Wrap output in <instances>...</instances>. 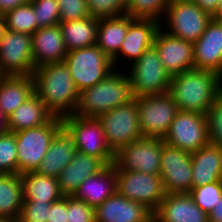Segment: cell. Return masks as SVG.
Here are the masks:
<instances>
[{"instance_id":"obj_2","label":"cell","mask_w":222,"mask_h":222,"mask_svg":"<svg viewBox=\"0 0 222 222\" xmlns=\"http://www.w3.org/2000/svg\"><path fill=\"white\" fill-rule=\"evenodd\" d=\"M222 89V76L211 70L192 69L171 78L169 94L178 110L206 114Z\"/></svg>"},{"instance_id":"obj_21","label":"cell","mask_w":222,"mask_h":222,"mask_svg":"<svg viewBox=\"0 0 222 222\" xmlns=\"http://www.w3.org/2000/svg\"><path fill=\"white\" fill-rule=\"evenodd\" d=\"M76 151L74 136L62 125L57 130L36 172L40 175L58 178L63 169L71 162Z\"/></svg>"},{"instance_id":"obj_7","label":"cell","mask_w":222,"mask_h":222,"mask_svg":"<svg viewBox=\"0 0 222 222\" xmlns=\"http://www.w3.org/2000/svg\"><path fill=\"white\" fill-rule=\"evenodd\" d=\"M211 19L212 16L208 12L191 0H171L160 26L172 36L194 43Z\"/></svg>"},{"instance_id":"obj_22","label":"cell","mask_w":222,"mask_h":222,"mask_svg":"<svg viewBox=\"0 0 222 222\" xmlns=\"http://www.w3.org/2000/svg\"><path fill=\"white\" fill-rule=\"evenodd\" d=\"M31 38L33 61L36 68L64 61L68 51L59 24L39 28L31 35Z\"/></svg>"},{"instance_id":"obj_37","label":"cell","mask_w":222,"mask_h":222,"mask_svg":"<svg viewBox=\"0 0 222 222\" xmlns=\"http://www.w3.org/2000/svg\"><path fill=\"white\" fill-rule=\"evenodd\" d=\"M205 118L209 143L222 146V89L205 114Z\"/></svg>"},{"instance_id":"obj_31","label":"cell","mask_w":222,"mask_h":222,"mask_svg":"<svg viewBox=\"0 0 222 222\" xmlns=\"http://www.w3.org/2000/svg\"><path fill=\"white\" fill-rule=\"evenodd\" d=\"M23 204V188L19 174L0 173V216L18 220Z\"/></svg>"},{"instance_id":"obj_34","label":"cell","mask_w":222,"mask_h":222,"mask_svg":"<svg viewBox=\"0 0 222 222\" xmlns=\"http://www.w3.org/2000/svg\"><path fill=\"white\" fill-rule=\"evenodd\" d=\"M189 195L194 203L209 215L222 198V180L192 188Z\"/></svg>"},{"instance_id":"obj_45","label":"cell","mask_w":222,"mask_h":222,"mask_svg":"<svg viewBox=\"0 0 222 222\" xmlns=\"http://www.w3.org/2000/svg\"><path fill=\"white\" fill-rule=\"evenodd\" d=\"M209 222H222V198L209 213Z\"/></svg>"},{"instance_id":"obj_29","label":"cell","mask_w":222,"mask_h":222,"mask_svg":"<svg viewBox=\"0 0 222 222\" xmlns=\"http://www.w3.org/2000/svg\"><path fill=\"white\" fill-rule=\"evenodd\" d=\"M23 188V201L53 203L60 200L61 193L58 179L37 172L20 175Z\"/></svg>"},{"instance_id":"obj_32","label":"cell","mask_w":222,"mask_h":222,"mask_svg":"<svg viewBox=\"0 0 222 222\" xmlns=\"http://www.w3.org/2000/svg\"><path fill=\"white\" fill-rule=\"evenodd\" d=\"M171 0H127L126 15L133 19H151L162 23Z\"/></svg>"},{"instance_id":"obj_28","label":"cell","mask_w":222,"mask_h":222,"mask_svg":"<svg viewBox=\"0 0 222 222\" xmlns=\"http://www.w3.org/2000/svg\"><path fill=\"white\" fill-rule=\"evenodd\" d=\"M134 19L129 15L99 18L96 45L111 60L118 54L126 36L128 25Z\"/></svg>"},{"instance_id":"obj_9","label":"cell","mask_w":222,"mask_h":222,"mask_svg":"<svg viewBox=\"0 0 222 222\" xmlns=\"http://www.w3.org/2000/svg\"><path fill=\"white\" fill-rule=\"evenodd\" d=\"M62 122L74 136L78 151L99 158L106 166L114 164L115 153L107 144L98 118L70 114L62 117Z\"/></svg>"},{"instance_id":"obj_17","label":"cell","mask_w":222,"mask_h":222,"mask_svg":"<svg viewBox=\"0 0 222 222\" xmlns=\"http://www.w3.org/2000/svg\"><path fill=\"white\" fill-rule=\"evenodd\" d=\"M160 23L151 19H134L129 25L126 36L121 44L118 54L112 59L115 69H120L117 64H122V60H129V66L137 61L143 53L154 45L155 35L160 28ZM121 55V56H120ZM125 58V59H124ZM131 61V63H130Z\"/></svg>"},{"instance_id":"obj_12","label":"cell","mask_w":222,"mask_h":222,"mask_svg":"<svg viewBox=\"0 0 222 222\" xmlns=\"http://www.w3.org/2000/svg\"><path fill=\"white\" fill-rule=\"evenodd\" d=\"M163 138L143 137L121 147L115 153L114 165L123 171L160 175Z\"/></svg>"},{"instance_id":"obj_39","label":"cell","mask_w":222,"mask_h":222,"mask_svg":"<svg viewBox=\"0 0 222 222\" xmlns=\"http://www.w3.org/2000/svg\"><path fill=\"white\" fill-rule=\"evenodd\" d=\"M60 22L79 20L90 16L86 0H57Z\"/></svg>"},{"instance_id":"obj_14","label":"cell","mask_w":222,"mask_h":222,"mask_svg":"<svg viewBox=\"0 0 222 222\" xmlns=\"http://www.w3.org/2000/svg\"><path fill=\"white\" fill-rule=\"evenodd\" d=\"M163 141L189 153L209 143L204 114L179 110Z\"/></svg>"},{"instance_id":"obj_4","label":"cell","mask_w":222,"mask_h":222,"mask_svg":"<svg viewBox=\"0 0 222 222\" xmlns=\"http://www.w3.org/2000/svg\"><path fill=\"white\" fill-rule=\"evenodd\" d=\"M62 125V118L54 116L47 124L14 132L19 175L36 172Z\"/></svg>"},{"instance_id":"obj_35","label":"cell","mask_w":222,"mask_h":222,"mask_svg":"<svg viewBox=\"0 0 222 222\" xmlns=\"http://www.w3.org/2000/svg\"><path fill=\"white\" fill-rule=\"evenodd\" d=\"M0 173L18 174L17 144L14 132L0 134Z\"/></svg>"},{"instance_id":"obj_19","label":"cell","mask_w":222,"mask_h":222,"mask_svg":"<svg viewBox=\"0 0 222 222\" xmlns=\"http://www.w3.org/2000/svg\"><path fill=\"white\" fill-rule=\"evenodd\" d=\"M95 222H153V213L115 192L95 208Z\"/></svg>"},{"instance_id":"obj_43","label":"cell","mask_w":222,"mask_h":222,"mask_svg":"<svg viewBox=\"0 0 222 222\" xmlns=\"http://www.w3.org/2000/svg\"><path fill=\"white\" fill-rule=\"evenodd\" d=\"M31 0H0V14H6L12 9L29 3Z\"/></svg>"},{"instance_id":"obj_10","label":"cell","mask_w":222,"mask_h":222,"mask_svg":"<svg viewBox=\"0 0 222 222\" xmlns=\"http://www.w3.org/2000/svg\"><path fill=\"white\" fill-rule=\"evenodd\" d=\"M114 169L116 192L131 201L143 204L154 213L166 195L160 175L123 171L115 165Z\"/></svg>"},{"instance_id":"obj_16","label":"cell","mask_w":222,"mask_h":222,"mask_svg":"<svg viewBox=\"0 0 222 222\" xmlns=\"http://www.w3.org/2000/svg\"><path fill=\"white\" fill-rule=\"evenodd\" d=\"M154 46L171 77L195 69L192 42L172 36L160 27L155 35Z\"/></svg>"},{"instance_id":"obj_44","label":"cell","mask_w":222,"mask_h":222,"mask_svg":"<svg viewBox=\"0 0 222 222\" xmlns=\"http://www.w3.org/2000/svg\"><path fill=\"white\" fill-rule=\"evenodd\" d=\"M211 16L216 12L219 0H191Z\"/></svg>"},{"instance_id":"obj_24","label":"cell","mask_w":222,"mask_h":222,"mask_svg":"<svg viewBox=\"0 0 222 222\" xmlns=\"http://www.w3.org/2000/svg\"><path fill=\"white\" fill-rule=\"evenodd\" d=\"M192 188L222 180V146L208 143L191 153Z\"/></svg>"},{"instance_id":"obj_38","label":"cell","mask_w":222,"mask_h":222,"mask_svg":"<svg viewBox=\"0 0 222 222\" xmlns=\"http://www.w3.org/2000/svg\"><path fill=\"white\" fill-rule=\"evenodd\" d=\"M89 14L96 18L125 15L126 0H86Z\"/></svg>"},{"instance_id":"obj_42","label":"cell","mask_w":222,"mask_h":222,"mask_svg":"<svg viewBox=\"0 0 222 222\" xmlns=\"http://www.w3.org/2000/svg\"><path fill=\"white\" fill-rule=\"evenodd\" d=\"M47 222H67V197L53 202L49 209Z\"/></svg>"},{"instance_id":"obj_25","label":"cell","mask_w":222,"mask_h":222,"mask_svg":"<svg viewBox=\"0 0 222 222\" xmlns=\"http://www.w3.org/2000/svg\"><path fill=\"white\" fill-rule=\"evenodd\" d=\"M115 192L116 174L114 164H111L82 182L73 197L95 209Z\"/></svg>"},{"instance_id":"obj_49","label":"cell","mask_w":222,"mask_h":222,"mask_svg":"<svg viewBox=\"0 0 222 222\" xmlns=\"http://www.w3.org/2000/svg\"><path fill=\"white\" fill-rule=\"evenodd\" d=\"M12 220L5 216H0V222H11Z\"/></svg>"},{"instance_id":"obj_6","label":"cell","mask_w":222,"mask_h":222,"mask_svg":"<svg viewBox=\"0 0 222 222\" xmlns=\"http://www.w3.org/2000/svg\"><path fill=\"white\" fill-rule=\"evenodd\" d=\"M64 62L79 92L96 85L115 69L97 45L68 51Z\"/></svg>"},{"instance_id":"obj_47","label":"cell","mask_w":222,"mask_h":222,"mask_svg":"<svg viewBox=\"0 0 222 222\" xmlns=\"http://www.w3.org/2000/svg\"><path fill=\"white\" fill-rule=\"evenodd\" d=\"M7 30L6 19L4 14H0V39L4 36Z\"/></svg>"},{"instance_id":"obj_30","label":"cell","mask_w":222,"mask_h":222,"mask_svg":"<svg viewBox=\"0 0 222 222\" xmlns=\"http://www.w3.org/2000/svg\"><path fill=\"white\" fill-rule=\"evenodd\" d=\"M98 26L99 18L92 16L60 22L59 27L67 51L96 45Z\"/></svg>"},{"instance_id":"obj_8","label":"cell","mask_w":222,"mask_h":222,"mask_svg":"<svg viewBox=\"0 0 222 222\" xmlns=\"http://www.w3.org/2000/svg\"><path fill=\"white\" fill-rule=\"evenodd\" d=\"M107 144L116 153L121 147L143 138L138 117L137 98L101 114Z\"/></svg>"},{"instance_id":"obj_33","label":"cell","mask_w":222,"mask_h":222,"mask_svg":"<svg viewBox=\"0 0 222 222\" xmlns=\"http://www.w3.org/2000/svg\"><path fill=\"white\" fill-rule=\"evenodd\" d=\"M7 29L32 35L36 31V17L31 2L20 5L5 14Z\"/></svg>"},{"instance_id":"obj_23","label":"cell","mask_w":222,"mask_h":222,"mask_svg":"<svg viewBox=\"0 0 222 222\" xmlns=\"http://www.w3.org/2000/svg\"><path fill=\"white\" fill-rule=\"evenodd\" d=\"M105 167L106 165L99 158L77 150L71 162L57 178L62 195L73 196L82 182Z\"/></svg>"},{"instance_id":"obj_1","label":"cell","mask_w":222,"mask_h":222,"mask_svg":"<svg viewBox=\"0 0 222 222\" xmlns=\"http://www.w3.org/2000/svg\"><path fill=\"white\" fill-rule=\"evenodd\" d=\"M32 76L35 93L54 116L62 118L74 114L80 92L64 61L37 67Z\"/></svg>"},{"instance_id":"obj_11","label":"cell","mask_w":222,"mask_h":222,"mask_svg":"<svg viewBox=\"0 0 222 222\" xmlns=\"http://www.w3.org/2000/svg\"><path fill=\"white\" fill-rule=\"evenodd\" d=\"M138 117L143 137L164 138L178 110L169 93L137 97Z\"/></svg>"},{"instance_id":"obj_48","label":"cell","mask_w":222,"mask_h":222,"mask_svg":"<svg viewBox=\"0 0 222 222\" xmlns=\"http://www.w3.org/2000/svg\"><path fill=\"white\" fill-rule=\"evenodd\" d=\"M212 18L222 20V0H219L216 12L212 15Z\"/></svg>"},{"instance_id":"obj_20","label":"cell","mask_w":222,"mask_h":222,"mask_svg":"<svg viewBox=\"0 0 222 222\" xmlns=\"http://www.w3.org/2000/svg\"><path fill=\"white\" fill-rule=\"evenodd\" d=\"M153 222H209V216L189 193L166 194L153 213Z\"/></svg>"},{"instance_id":"obj_5","label":"cell","mask_w":222,"mask_h":222,"mask_svg":"<svg viewBox=\"0 0 222 222\" xmlns=\"http://www.w3.org/2000/svg\"><path fill=\"white\" fill-rule=\"evenodd\" d=\"M129 66L127 73L133 98L169 92L172 77L162 65L154 45Z\"/></svg>"},{"instance_id":"obj_40","label":"cell","mask_w":222,"mask_h":222,"mask_svg":"<svg viewBox=\"0 0 222 222\" xmlns=\"http://www.w3.org/2000/svg\"><path fill=\"white\" fill-rule=\"evenodd\" d=\"M67 222H95V209L82 200L67 196Z\"/></svg>"},{"instance_id":"obj_41","label":"cell","mask_w":222,"mask_h":222,"mask_svg":"<svg viewBox=\"0 0 222 222\" xmlns=\"http://www.w3.org/2000/svg\"><path fill=\"white\" fill-rule=\"evenodd\" d=\"M52 203L23 201L20 222H47Z\"/></svg>"},{"instance_id":"obj_18","label":"cell","mask_w":222,"mask_h":222,"mask_svg":"<svg viewBox=\"0 0 222 222\" xmlns=\"http://www.w3.org/2000/svg\"><path fill=\"white\" fill-rule=\"evenodd\" d=\"M195 69L211 70L222 76V20L212 18L193 43Z\"/></svg>"},{"instance_id":"obj_36","label":"cell","mask_w":222,"mask_h":222,"mask_svg":"<svg viewBox=\"0 0 222 222\" xmlns=\"http://www.w3.org/2000/svg\"><path fill=\"white\" fill-rule=\"evenodd\" d=\"M36 17V31L42 27H50L60 23L57 0H31Z\"/></svg>"},{"instance_id":"obj_46","label":"cell","mask_w":222,"mask_h":222,"mask_svg":"<svg viewBox=\"0 0 222 222\" xmlns=\"http://www.w3.org/2000/svg\"><path fill=\"white\" fill-rule=\"evenodd\" d=\"M7 131H8L7 117L3 114L0 108V134H3Z\"/></svg>"},{"instance_id":"obj_15","label":"cell","mask_w":222,"mask_h":222,"mask_svg":"<svg viewBox=\"0 0 222 222\" xmlns=\"http://www.w3.org/2000/svg\"><path fill=\"white\" fill-rule=\"evenodd\" d=\"M160 177L166 194L189 193L192 190L191 153L164 142Z\"/></svg>"},{"instance_id":"obj_26","label":"cell","mask_w":222,"mask_h":222,"mask_svg":"<svg viewBox=\"0 0 222 222\" xmlns=\"http://www.w3.org/2000/svg\"><path fill=\"white\" fill-rule=\"evenodd\" d=\"M54 115L34 93L7 117L8 131L16 132L47 124Z\"/></svg>"},{"instance_id":"obj_13","label":"cell","mask_w":222,"mask_h":222,"mask_svg":"<svg viewBox=\"0 0 222 222\" xmlns=\"http://www.w3.org/2000/svg\"><path fill=\"white\" fill-rule=\"evenodd\" d=\"M32 38L25 33L6 30L0 39V72L3 76H32Z\"/></svg>"},{"instance_id":"obj_27","label":"cell","mask_w":222,"mask_h":222,"mask_svg":"<svg viewBox=\"0 0 222 222\" xmlns=\"http://www.w3.org/2000/svg\"><path fill=\"white\" fill-rule=\"evenodd\" d=\"M35 93L33 76H3L0 79V108L8 117Z\"/></svg>"},{"instance_id":"obj_50","label":"cell","mask_w":222,"mask_h":222,"mask_svg":"<svg viewBox=\"0 0 222 222\" xmlns=\"http://www.w3.org/2000/svg\"><path fill=\"white\" fill-rule=\"evenodd\" d=\"M11 222H20L19 220H12Z\"/></svg>"},{"instance_id":"obj_3","label":"cell","mask_w":222,"mask_h":222,"mask_svg":"<svg viewBox=\"0 0 222 222\" xmlns=\"http://www.w3.org/2000/svg\"><path fill=\"white\" fill-rule=\"evenodd\" d=\"M132 98L127 72L114 69L99 83L79 93L78 106L74 114L98 118L106 111L126 104Z\"/></svg>"}]
</instances>
